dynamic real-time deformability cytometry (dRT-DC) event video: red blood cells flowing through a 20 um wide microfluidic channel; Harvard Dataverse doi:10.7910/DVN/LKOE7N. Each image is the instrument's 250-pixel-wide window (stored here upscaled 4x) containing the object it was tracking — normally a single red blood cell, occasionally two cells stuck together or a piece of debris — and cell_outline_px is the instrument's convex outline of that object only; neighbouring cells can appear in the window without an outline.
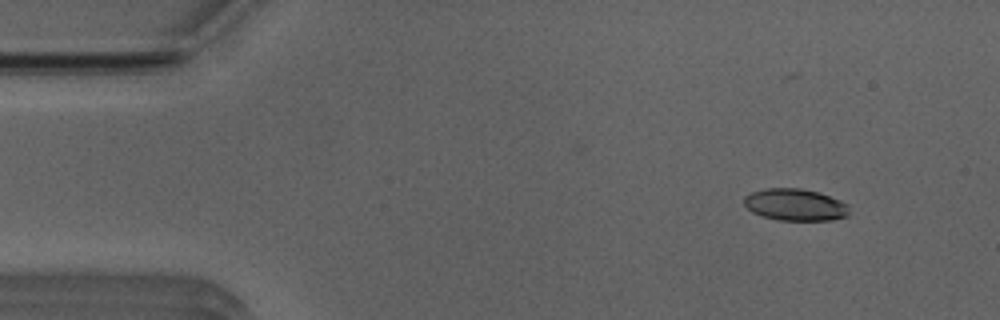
{"species": "Egyptian fruit bat (a non-hibernating species)", "species_latin": "Rousettus aegyptiacus", "temperature_condition": "room temperature", "stored_images_in_passage": 10, "camera_frame_rate_fps": 3000, "um_per_image_px": 0.085, "animal": {"sex": "male"}, "frame": {"image": 1, "passage_image": 5, "time_ms": 1.333, "image_size_px": [1000, 320], "cell_outline_px": [[848, 216], [832, 220], [780, 220], [764, 216], [752, 212], [744, 204], [744, 196], [752, 192], [764, 188], [800, 188], [816, 192], [840, 200], [848, 204]], "centroid_in_image_um": [67.59, 17.4], "position_along_channel_um": 17.4, "area_um2": 19.42}}